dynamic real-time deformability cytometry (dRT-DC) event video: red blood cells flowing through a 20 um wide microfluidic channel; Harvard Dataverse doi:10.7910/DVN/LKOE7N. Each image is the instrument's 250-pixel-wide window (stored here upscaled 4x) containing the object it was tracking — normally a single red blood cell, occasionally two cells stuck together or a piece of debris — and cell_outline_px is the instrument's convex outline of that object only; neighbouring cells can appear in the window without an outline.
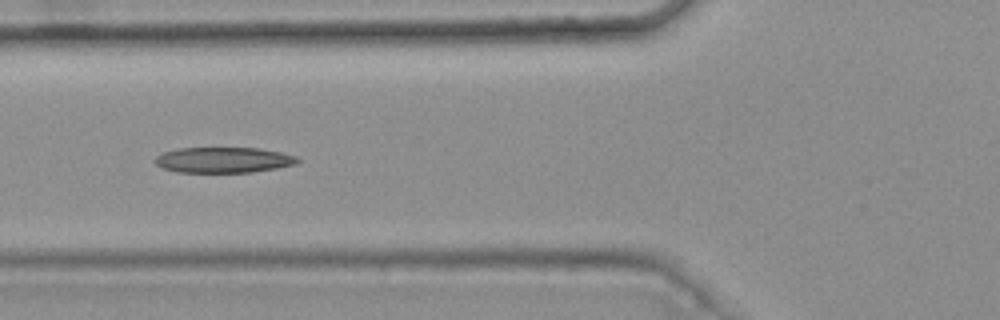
{"species": "common noctule bat (a hibernating species)", "species_latin": "Nyctalus noctula", "temperature_condition": "warm", "stored_images_in_passage": 6, "camera_frame_rate_fps": 3000, "um_per_image_px": 0.085, "animal": {"sex": "female", "body_mass_g": 25.1}, "frame": {"image": 1, "passage_image": 6, "time_ms": 1.667, "image_size_px": [1000, 320], "cell_outline_px": [[300, 160], [296, 164], [276, 168], [252, 172], [180, 172], [164, 168], [156, 164], [152, 160], [156, 156], [164, 152], [180, 148], [260, 148], [280, 152], [296, 156]], "centroid_in_image_um": [19.0, 13.59], "position_along_channel_um": 106.8, "area_um2": 21.15}}